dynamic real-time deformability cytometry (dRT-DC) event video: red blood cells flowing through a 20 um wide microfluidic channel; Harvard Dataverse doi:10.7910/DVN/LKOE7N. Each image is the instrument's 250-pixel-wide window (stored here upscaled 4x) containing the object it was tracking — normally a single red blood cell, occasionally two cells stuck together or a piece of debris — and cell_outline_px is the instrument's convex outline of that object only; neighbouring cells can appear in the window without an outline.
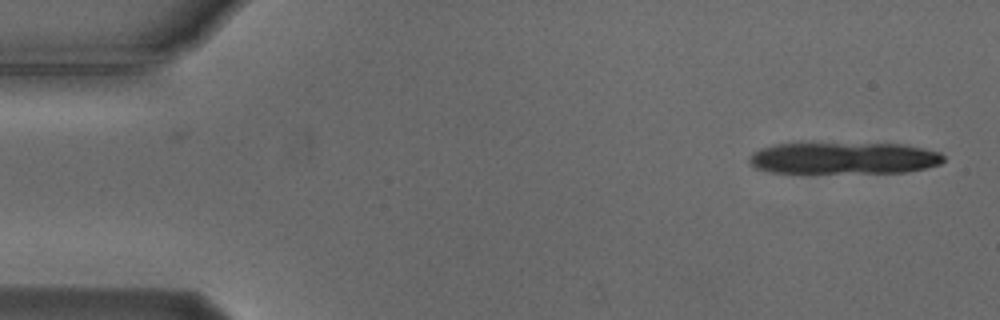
{"species": "Egyptian fruit bat (a non-hibernating species)", "species_latin": "Rousettus aegyptiacus", "temperature_condition": "cold", "stored_images_in_passage": 10, "camera_frame_rate_fps": 3000, "um_per_image_px": 0.085, "animal": {"sex": "male"}, "frame": {"image": 1, "passage_image": 1, "time_ms": 0.0, "image_size_px": [1000, 320], "cell_outline_px": [[944, 160], [940, 164], [908, 172], [772, 172], [756, 168], [748, 164], [748, 156], [752, 152], [760, 148], [776, 144], [800, 140], [812, 140], [900, 144], [940, 152], [944, 156]], "centroid_in_image_um": [71.61, 13.37], "position_along_channel_um": 13.4, "area_um2": 37.51}}